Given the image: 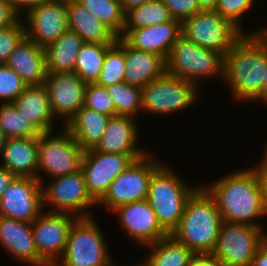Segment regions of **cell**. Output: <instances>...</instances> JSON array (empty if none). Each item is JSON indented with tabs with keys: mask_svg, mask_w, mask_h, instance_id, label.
Wrapping results in <instances>:
<instances>
[{
	"mask_svg": "<svg viewBox=\"0 0 267 266\" xmlns=\"http://www.w3.org/2000/svg\"><path fill=\"white\" fill-rule=\"evenodd\" d=\"M214 181L202 186L214 198L222 221L264 228L258 220L267 216V210L257 175L251 166Z\"/></svg>",
	"mask_w": 267,
	"mask_h": 266,
	"instance_id": "cell-1",
	"label": "cell"
},
{
	"mask_svg": "<svg viewBox=\"0 0 267 266\" xmlns=\"http://www.w3.org/2000/svg\"><path fill=\"white\" fill-rule=\"evenodd\" d=\"M267 35L244 34L225 54L223 83L237 102H253L263 89Z\"/></svg>",
	"mask_w": 267,
	"mask_h": 266,
	"instance_id": "cell-2",
	"label": "cell"
},
{
	"mask_svg": "<svg viewBox=\"0 0 267 266\" xmlns=\"http://www.w3.org/2000/svg\"><path fill=\"white\" fill-rule=\"evenodd\" d=\"M222 222L214 198L200 185L188 198L180 223L170 235L195 254H211Z\"/></svg>",
	"mask_w": 267,
	"mask_h": 266,
	"instance_id": "cell-3",
	"label": "cell"
},
{
	"mask_svg": "<svg viewBox=\"0 0 267 266\" xmlns=\"http://www.w3.org/2000/svg\"><path fill=\"white\" fill-rule=\"evenodd\" d=\"M163 163L151 176L147 201L161 227L170 235L179 225L188 198L201 185L186 183Z\"/></svg>",
	"mask_w": 267,
	"mask_h": 266,
	"instance_id": "cell-4",
	"label": "cell"
},
{
	"mask_svg": "<svg viewBox=\"0 0 267 266\" xmlns=\"http://www.w3.org/2000/svg\"><path fill=\"white\" fill-rule=\"evenodd\" d=\"M224 56L196 45L184 36L174 43L166 60V72L201 86L203 80L223 79ZM220 77V78H219Z\"/></svg>",
	"mask_w": 267,
	"mask_h": 266,
	"instance_id": "cell-5",
	"label": "cell"
},
{
	"mask_svg": "<svg viewBox=\"0 0 267 266\" xmlns=\"http://www.w3.org/2000/svg\"><path fill=\"white\" fill-rule=\"evenodd\" d=\"M95 217L77 218L69 230L66 248L55 266H108L113 257Z\"/></svg>",
	"mask_w": 267,
	"mask_h": 266,
	"instance_id": "cell-6",
	"label": "cell"
},
{
	"mask_svg": "<svg viewBox=\"0 0 267 266\" xmlns=\"http://www.w3.org/2000/svg\"><path fill=\"white\" fill-rule=\"evenodd\" d=\"M198 90L201 89L196 84L165 72L141 88V111L168 116L187 110L197 102Z\"/></svg>",
	"mask_w": 267,
	"mask_h": 266,
	"instance_id": "cell-7",
	"label": "cell"
},
{
	"mask_svg": "<svg viewBox=\"0 0 267 266\" xmlns=\"http://www.w3.org/2000/svg\"><path fill=\"white\" fill-rule=\"evenodd\" d=\"M58 135L53 131L41 133L38 137L37 179L42 183L41 174L57 178L75 173L81 169L84 150L75 138L63 127ZM55 135V136H54Z\"/></svg>",
	"mask_w": 267,
	"mask_h": 266,
	"instance_id": "cell-8",
	"label": "cell"
},
{
	"mask_svg": "<svg viewBox=\"0 0 267 266\" xmlns=\"http://www.w3.org/2000/svg\"><path fill=\"white\" fill-rule=\"evenodd\" d=\"M153 155L148 152L119 174L97 202V207L103 206L112 212L119 206L147 199L151 176L164 163Z\"/></svg>",
	"mask_w": 267,
	"mask_h": 266,
	"instance_id": "cell-9",
	"label": "cell"
},
{
	"mask_svg": "<svg viewBox=\"0 0 267 266\" xmlns=\"http://www.w3.org/2000/svg\"><path fill=\"white\" fill-rule=\"evenodd\" d=\"M267 239L264 228L223 221L211 253L223 266H252L257 249Z\"/></svg>",
	"mask_w": 267,
	"mask_h": 266,
	"instance_id": "cell-10",
	"label": "cell"
},
{
	"mask_svg": "<svg viewBox=\"0 0 267 266\" xmlns=\"http://www.w3.org/2000/svg\"><path fill=\"white\" fill-rule=\"evenodd\" d=\"M181 35L225 56L244 34L215 10H202L181 23Z\"/></svg>",
	"mask_w": 267,
	"mask_h": 266,
	"instance_id": "cell-11",
	"label": "cell"
},
{
	"mask_svg": "<svg viewBox=\"0 0 267 266\" xmlns=\"http://www.w3.org/2000/svg\"><path fill=\"white\" fill-rule=\"evenodd\" d=\"M51 179L53 180L48 181L49 185L45 180L41 183L43 208L51 205L52 209L47 210L48 212L67 213L77 218L93 216L88 209L96 208L97 202L88 193L81 169L75 173Z\"/></svg>",
	"mask_w": 267,
	"mask_h": 266,
	"instance_id": "cell-12",
	"label": "cell"
},
{
	"mask_svg": "<svg viewBox=\"0 0 267 266\" xmlns=\"http://www.w3.org/2000/svg\"><path fill=\"white\" fill-rule=\"evenodd\" d=\"M145 155L102 153L94 149L84 151L81 171L90 196L98 202L107 192L111 182L135 160Z\"/></svg>",
	"mask_w": 267,
	"mask_h": 266,
	"instance_id": "cell-13",
	"label": "cell"
},
{
	"mask_svg": "<svg viewBox=\"0 0 267 266\" xmlns=\"http://www.w3.org/2000/svg\"><path fill=\"white\" fill-rule=\"evenodd\" d=\"M76 219L67 213L43 211L31 223L38 256L48 266H55L62 258L69 230Z\"/></svg>",
	"mask_w": 267,
	"mask_h": 266,
	"instance_id": "cell-14",
	"label": "cell"
},
{
	"mask_svg": "<svg viewBox=\"0 0 267 266\" xmlns=\"http://www.w3.org/2000/svg\"><path fill=\"white\" fill-rule=\"evenodd\" d=\"M41 186L36 178L16 177L0 198V216L32 223L45 211Z\"/></svg>",
	"mask_w": 267,
	"mask_h": 266,
	"instance_id": "cell-15",
	"label": "cell"
},
{
	"mask_svg": "<svg viewBox=\"0 0 267 266\" xmlns=\"http://www.w3.org/2000/svg\"><path fill=\"white\" fill-rule=\"evenodd\" d=\"M24 16L26 37L43 48L68 30L67 0H53Z\"/></svg>",
	"mask_w": 267,
	"mask_h": 266,
	"instance_id": "cell-16",
	"label": "cell"
},
{
	"mask_svg": "<svg viewBox=\"0 0 267 266\" xmlns=\"http://www.w3.org/2000/svg\"><path fill=\"white\" fill-rule=\"evenodd\" d=\"M43 85L48 93L53 116L56 120L63 118L61 127L65 126L84 105L87 83L74 72L48 73Z\"/></svg>",
	"mask_w": 267,
	"mask_h": 266,
	"instance_id": "cell-17",
	"label": "cell"
},
{
	"mask_svg": "<svg viewBox=\"0 0 267 266\" xmlns=\"http://www.w3.org/2000/svg\"><path fill=\"white\" fill-rule=\"evenodd\" d=\"M113 213L127 237L139 245L147 246L169 235L159 224L147 199L119 206Z\"/></svg>",
	"mask_w": 267,
	"mask_h": 266,
	"instance_id": "cell-18",
	"label": "cell"
},
{
	"mask_svg": "<svg viewBox=\"0 0 267 266\" xmlns=\"http://www.w3.org/2000/svg\"><path fill=\"white\" fill-rule=\"evenodd\" d=\"M181 36V22L173 19L165 23L134 30H123L122 38L130 47L169 57L174 43Z\"/></svg>",
	"mask_w": 267,
	"mask_h": 266,
	"instance_id": "cell-19",
	"label": "cell"
},
{
	"mask_svg": "<svg viewBox=\"0 0 267 266\" xmlns=\"http://www.w3.org/2000/svg\"><path fill=\"white\" fill-rule=\"evenodd\" d=\"M0 245L22 264L48 266L38 256L31 223L0 216Z\"/></svg>",
	"mask_w": 267,
	"mask_h": 266,
	"instance_id": "cell-20",
	"label": "cell"
},
{
	"mask_svg": "<svg viewBox=\"0 0 267 266\" xmlns=\"http://www.w3.org/2000/svg\"><path fill=\"white\" fill-rule=\"evenodd\" d=\"M136 120L138 119L131 116L110 117L106 130L94 150L116 154H147L150 152L137 145L140 132Z\"/></svg>",
	"mask_w": 267,
	"mask_h": 266,
	"instance_id": "cell-21",
	"label": "cell"
},
{
	"mask_svg": "<svg viewBox=\"0 0 267 266\" xmlns=\"http://www.w3.org/2000/svg\"><path fill=\"white\" fill-rule=\"evenodd\" d=\"M6 65L27 84L43 85L48 75L45 49L26 36L10 53Z\"/></svg>",
	"mask_w": 267,
	"mask_h": 266,
	"instance_id": "cell-22",
	"label": "cell"
},
{
	"mask_svg": "<svg viewBox=\"0 0 267 266\" xmlns=\"http://www.w3.org/2000/svg\"><path fill=\"white\" fill-rule=\"evenodd\" d=\"M0 166L16 177L37 179L38 137L7 139L0 154Z\"/></svg>",
	"mask_w": 267,
	"mask_h": 266,
	"instance_id": "cell-23",
	"label": "cell"
},
{
	"mask_svg": "<svg viewBox=\"0 0 267 266\" xmlns=\"http://www.w3.org/2000/svg\"><path fill=\"white\" fill-rule=\"evenodd\" d=\"M13 104L40 133L55 132V117L44 85L27 86Z\"/></svg>",
	"mask_w": 267,
	"mask_h": 266,
	"instance_id": "cell-24",
	"label": "cell"
},
{
	"mask_svg": "<svg viewBox=\"0 0 267 266\" xmlns=\"http://www.w3.org/2000/svg\"><path fill=\"white\" fill-rule=\"evenodd\" d=\"M165 72L166 60L163 57L134 49L125 42V83L142 88Z\"/></svg>",
	"mask_w": 267,
	"mask_h": 266,
	"instance_id": "cell-25",
	"label": "cell"
},
{
	"mask_svg": "<svg viewBox=\"0 0 267 266\" xmlns=\"http://www.w3.org/2000/svg\"><path fill=\"white\" fill-rule=\"evenodd\" d=\"M68 29L84 42L113 44L117 36L77 0H67Z\"/></svg>",
	"mask_w": 267,
	"mask_h": 266,
	"instance_id": "cell-26",
	"label": "cell"
},
{
	"mask_svg": "<svg viewBox=\"0 0 267 266\" xmlns=\"http://www.w3.org/2000/svg\"><path fill=\"white\" fill-rule=\"evenodd\" d=\"M110 117L83 105L63 127L87 151L99 143Z\"/></svg>",
	"mask_w": 267,
	"mask_h": 266,
	"instance_id": "cell-27",
	"label": "cell"
},
{
	"mask_svg": "<svg viewBox=\"0 0 267 266\" xmlns=\"http://www.w3.org/2000/svg\"><path fill=\"white\" fill-rule=\"evenodd\" d=\"M84 40L75 32L67 30L45 49L48 73H72Z\"/></svg>",
	"mask_w": 267,
	"mask_h": 266,
	"instance_id": "cell-28",
	"label": "cell"
},
{
	"mask_svg": "<svg viewBox=\"0 0 267 266\" xmlns=\"http://www.w3.org/2000/svg\"><path fill=\"white\" fill-rule=\"evenodd\" d=\"M145 247L151 251L145 260L143 259L144 266H190L196 255L172 235Z\"/></svg>",
	"mask_w": 267,
	"mask_h": 266,
	"instance_id": "cell-29",
	"label": "cell"
},
{
	"mask_svg": "<svg viewBox=\"0 0 267 266\" xmlns=\"http://www.w3.org/2000/svg\"><path fill=\"white\" fill-rule=\"evenodd\" d=\"M111 45L85 42L77 55L74 73L86 83H96Z\"/></svg>",
	"mask_w": 267,
	"mask_h": 266,
	"instance_id": "cell-30",
	"label": "cell"
},
{
	"mask_svg": "<svg viewBox=\"0 0 267 266\" xmlns=\"http://www.w3.org/2000/svg\"><path fill=\"white\" fill-rule=\"evenodd\" d=\"M173 18L169 9L162 0H150L125 13V24L123 30H134L158 25Z\"/></svg>",
	"mask_w": 267,
	"mask_h": 266,
	"instance_id": "cell-31",
	"label": "cell"
},
{
	"mask_svg": "<svg viewBox=\"0 0 267 266\" xmlns=\"http://www.w3.org/2000/svg\"><path fill=\"white\" fill-rule=\"evenodd\" d=\"M118 38L122 35L125 13L120 0H77Z\"/></svg>",
	"mask_w": 267,
	"mask_h": 266,
	"instance_id": "cell-32",
	"label": "cell"
},
{
	"mask_svg": "<svg viewBox=\"0 0 267 266\" xmlns=\"http://www.w3.org/2000/svg\"><path fill=\"white\" fill-rule=\"evenodd\" d=\"M125 41L117 40L107 49L101 74L96 83L108 87L124 81Z\"/></svg>",
	"mask_w": 267,
	"mask_h": 266,
	"instance_id": "cell-33",
	"label": "cell"
},
{
	"mask_svg": "<svg viewBox=\"0 0 267 266\" xmlns=\"http://www.w3.org/2000/svg\"><path fill=\"white\" fill-rule=\"evenodd\" d=\"M0 129L7 139L35 138L41 134L13 103L0 104Z\"/></svg>",
	"mask_w": 267,
	"mask_h": 266,
	"instance_id": "cell-34",
	"label": "cell"
},
{
	"mask_svg": "<svg viewBox=\"0 0 267 266\" xmlns=\"http://www.w3.org/2000/svg\"><path fill=\"white\" fill-rule=\"evenodd\" d=\"M106 89L113 100L116 115L137 118L136 116L141 114V87L133 86L123 81L108 86Z\"/></svg>",
	"mask_w": 267,
	"mask_h": 266,
	"instance_id": "cell-35",
	"label": "cell"
},
{
	"mask_svg": "<svg viewBox=\"0 0 267 266\" xmlns=\"http://www.w3.org/2000/svg\"><path fill=\"white\" fill-rule=\"evenodd\" d=\"M256 0H218L215 11L218 12L222 17L230 21L236 28H238L243 34H261L267 29L260 28L253 31L247 32L243 28L244 15L251 12L250 10L254 7L253 5Z\"/></svg>",
	"mask_w": 267,
	"mask_h": 266,
	"instance_id": "cell-36",
	"label": "cell"
},
{
	"mask_svg": "<svg viewBox=\"0 0 267 266\" xmlns=\"http://www.w3.org/2000/svg\"><path fill=\"white\" fill-rule=\"evenodd\" d=\"M27 84L6 64L0 65V103H13L26 89Z\"/></svg>",
	"mask_w": 267,
	"mask_h": 266,
	"instance_id": "cell-37",
	"label": "cell"
},
{
	"mask_svg": "<svg viewBox=\"0 0 267 266\" xmlns=\"http://www.w3.org/2000/svg\"><path fill=\"white\" fill-rule=\"evenodd\" d=\"M84 106L104 115L116 116L113 100L106 87L97 83H87Z\"/></svg>",
	"mask_w": 267,
	"mask_h": 266,
	"instance_id": "cell-38",
	"label": "cell"
},
{
	"mask_svg": "<svg viewBox=\"0 0 267 266\" xmlns=\"http://www.w3.org/2000/svg\"><path fill=\"white\" fill-rule=\"evenodd\" d=\"M25 36L22 18L15 25L0 29V65L6 64L10 53Z\"/></svg>",
	"mask_w": 267,
	"mask_h": 266,
	"instance_id": "cell-39",
	"label": "cell"
},
{
	"mask_svg": "<svg viewBox=\"0 0 267 266\" xmlns=\"http://www.w3.org/2000/svg\"><path fill=\"white\" fill-rule=\"evenodd\" d=\"M173 19L181 23L202 11L197 0H162Z\"/></svg>",
	"mask_w": 267,
	"mask_h": 266,
	"instance_id": "cell-40",
	"label": "cell"
},
{
	"mask_svg": "<svg viewBox=\"0 0 267 266\" xmlns=\"http://www.w3.org/2000/svg\"><path fill=\"white\" fill-rule=\"evenodd\" d=\"M20 19L9 0H0V29L15 25Z\"/></svg>",
	"mask_w": 267,
	"mask_h": 266,
	"instance_id": "cell-41",
	"label": "cell"
},
{
	"mask_svg": "<svg viewBox=\"0 0 267 266\" xmlns=\"http://www.w3.org/2000/svg\"><path fill=\"white\" fill-rule=\"evenodd\" d=\"M262 156V160L257 165L251 166L255 171L262 191L263 201L267 210V159Z\"/></svg>",
	"mask_w": 267,
	"mask_h": 266,
	"instance_id": "cell-42",
	"label": "cell"
},
{
	"mask_svg": "<svg viewBox=\"0 0 267 266\" xmlns=\"http://www.w3.org/2000/svg\"><path fill=\"white\" fill-rule=\"evenodd\" d=\"M53 0H9L14 11L21 17H24L30 10L39 7ZM25 10V11H24ZM24 13V15H23Z\"/></svg>",
	"mask_w": 267,
	"mask_h": 266,
	"instance_id": "cell-43",
	"label": "cell"
},
{
	"mask_svg": "<svg viewBox=\"0 0 267 266\" xmlns=\"http://www.w3.org/2000/svg\"><path fill=\"white\" fill-rule=\"evenodd\" d=\"M190 266H223L212 254H196Z\"/></svg>",
	"mask_w": 267,
	"mask_h": 266,
	"instance_id": "cell-44",
	"label": "cell"
},
{
	"mask_svg": "<svg viewBox=\"0 0 267 266\" xmlns=\"http://www.w3.org/2000/svg\"><path fill=\"white\" fill-rule=\"evenodd\" d=\"M15 178L12 172L0 166V198Z\"/></svg>",
	"mask_w": 267,
	"mask_h": 266,
	"instance_id": "cell-45",
	"label": "cell"
},
{
	"mask_svg": "<svg viewBox=\"0 0 267 266\" xmlns=\"http://www.w3.org/2000/svg\"><path fill=\"white\" fill-rule=\"evenodd\" d=\"M252 266H267V239L257 249Z\"/></svg>",
	"mask_w": 267,
	"mask_h": 266,
	"instance_id": "cell-46",
	"label": "cell"
},
{
	"mask_svg": "<svg viewBox=\"0 0 267 266\" xmlns=\"http://www.w3.org/2000/svg\"><path fill=\"white\" fill-rule=\"evenodd\" d=\"M150 0H120L124 13L128 10L138 7Z\"/></svg>",
	"mask_w": 267,
	"mask_h": 266,
	"instance_id": "cell-47",
	"label": "cell"
},
{
	"mask_svg": "<svg viewBox=\"0 0 267 266\" xmlns=\"http://www.w3.org/2000/svg\"><path fill=\"white\" fill-rule=\"evenodd\" d=\"M261 101L264 104L267 105V67L264 72V83H263V89L261 91V94L254 100V102Z\"/></svg>",
	"mask_w": 267,
	"mask_h": 266,
	"instance_id": "cell-48",
	"label": "cell"
},
{
	"mask_svg": "<svg viewBox=\"0 0 267 266\" xmlns=\"http://www.w3.org/2000/svg\"><path fill=\"white\" fill-rule=\"evenodd\" d=\"M201 10H215L218 0H197Z\"/></svg>",
	"mask_w": 267,
	"mask_h": 266,
	"instance_id": "cell-49",
	"label": "cell"
},
{
	"mask_svg": "<svg viewBox=\"0 0 267 266\" xmlns=\"http://www.w3.org/2000/svg\"><path fill=\"white\" fill-rule=\"evenodd\" d=\"M6 140H7V137L5 136L3 131L0 129V154H1L2 148L5 146Z\"/></svg>",
	"mask_w": 267,
	"mask_h": 266,
	"instance_id": "cell-50",
	"label": "cell"
},
{
	"mask_svg": "<svg viewBox=\"0 0 267 266\" xmlns=\"http://www.w3.org/2000/svg\"><path fill=\"white\" fill-rule=\"evenodd\" d=\"M108 266H119L114 263V260L108 265ZM124 266V265H123ZM132 266V265H131ZM133 266H144L143 262L139 265H133Z\"/></svg>",
	"mask_w": 267,
	"mask_h": 266,
	"instance_id": "cell-51",
	"label": "cell"
},
{
	"mask_svg": "<svg viewBox=\"0 0 267 266\" xmlns=\"http://www.w3.org/2000/svg\"><path fill=\"white\" fill-rule=\"evenodd\" d=\"M267 141V140H266ZM263 156L267 159V143H265V146H264V151H263Z\"/></svg>",
	"mask_w": 267,
	"mask_h": 266,
	"instance_id": "cell-52",
	"label": "cell"
}]
</instances>
